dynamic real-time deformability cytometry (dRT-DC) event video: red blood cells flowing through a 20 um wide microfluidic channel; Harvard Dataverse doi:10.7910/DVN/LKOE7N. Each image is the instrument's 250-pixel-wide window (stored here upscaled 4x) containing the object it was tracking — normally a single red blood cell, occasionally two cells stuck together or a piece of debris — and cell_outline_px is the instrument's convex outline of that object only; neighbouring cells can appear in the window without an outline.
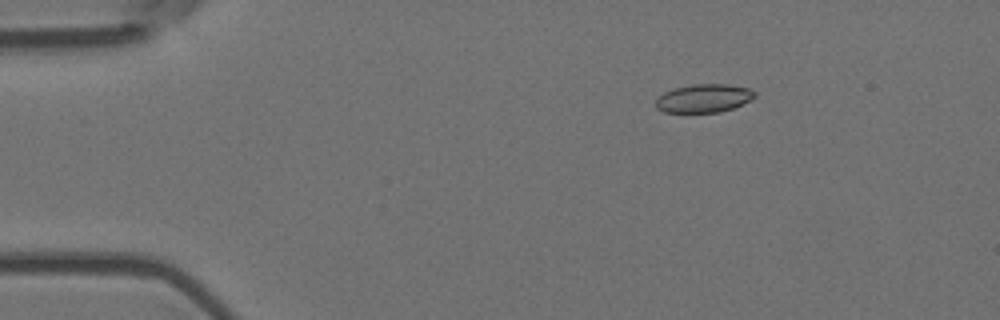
{"species": "Egyptian fruit bat (a non-hibernating species)", "species_latin": "Rousettus aegyptiacus", "temperature_condition": "room temperature", "stored_images_in_passage": 15, "camera_frame_rate_fps": 3000, "um_per_image_px": 0.085, "animal": {"sex": "female"}, "frame": {"image": 1, "passage_image": 3, "time_ms": 0.667, "image_size_px": [1000, 320], "cell_outline_px": [[756, 96], [752, 100], [732, 108], [720, 112], [664, 112], [656, 108], [656, 100], [664, 92], [676, 88], [692, 84], [728, 84], [748, 88], [756, 92]], "centroid_in_image_um": [59.85, 8.35], "position_along_channel_um": 25.1, "area_um2": 16.3}}
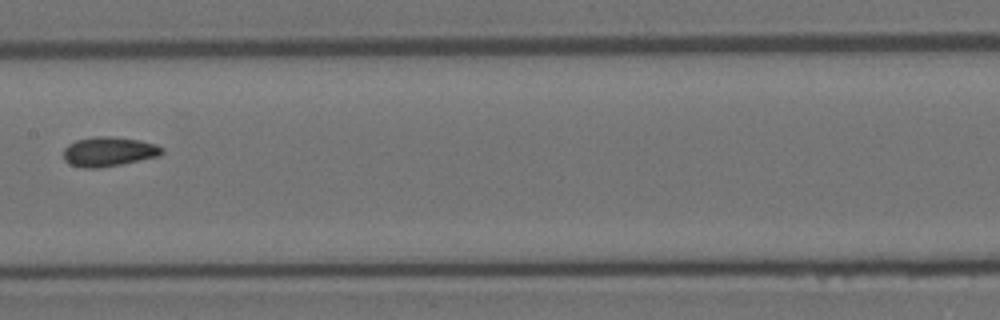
{"frame": {"image": 2, "passage_image": 8, "time_ms": 2.333, "image_size_px": [1000, 320], "cell_outline_px": [[164, 152], [160, 156], [100, 168], [84, 168], [68, 164], [64, 160], [64, 148], [68, 144], [76, 140], [96, 136], [108, 136], [140, 140], [156, 144], [164, 148]], "centroid_in_image_um": [9.24, 12.89], "position_along_channel_um": 198.2, "area_um2": 17.05}}
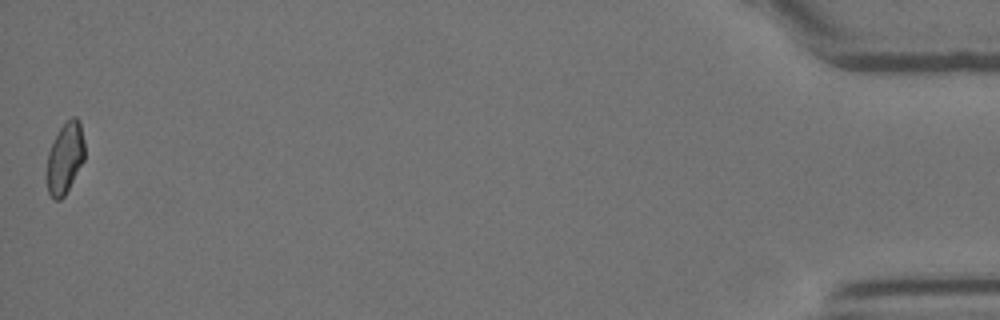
{"frame": {"image": 3, "passage_image": 15, "time_ms": 4.667, "image_size_px": [1000, 320], "cell_outline_px": [[84, 160], [64, 196], [60, 200], [56, 200], [48, 192], [48, 152], [60, 128], [72, 116], [76, 116], [80, 120], [84, 140]], "centroid_in_image_um": [5.56, 13.4], "position_along_channel_um": 429.6, "area_um2": 15.32}}